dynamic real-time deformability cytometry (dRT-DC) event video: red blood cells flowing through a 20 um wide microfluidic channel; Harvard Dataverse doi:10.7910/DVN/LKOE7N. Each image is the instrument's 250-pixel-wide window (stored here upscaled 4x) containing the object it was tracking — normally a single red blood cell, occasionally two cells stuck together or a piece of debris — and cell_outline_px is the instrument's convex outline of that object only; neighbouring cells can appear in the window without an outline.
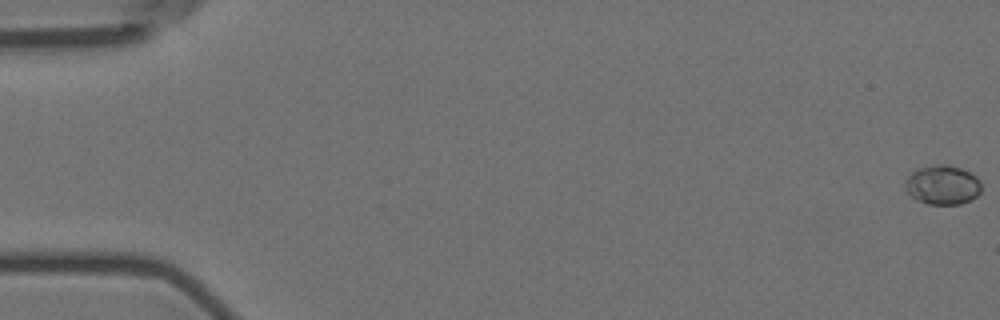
{"species": "Egyptian fruit bat (a non-hibernating species)", "species_latin": "Rousettus aegyptiacus", "temperature_condition": "room temperature", "stored_images_in_passage": 7, "camera_frame_rate_fps": 3000, "um_per_image_px": 0.085, "animal": {"sex": "female"}, "frame": {"image": 1, "passage_image": 1, "time_ms": 0.0, "image_size_px": [1000, 320], "cell_outline_px": [[980, 192], [976, 196], [960, 204], [928, 204], [916, 200], [904, 188], [904, 180], [912, 172], [920, 168], [932, 164], [948, 164], [960, 168], [976, 176], [980, 180]], "centroid_in_image_um": [80.08, 15.71], "position_along_channel_um": 4.9, "area_um2": 17.46}}
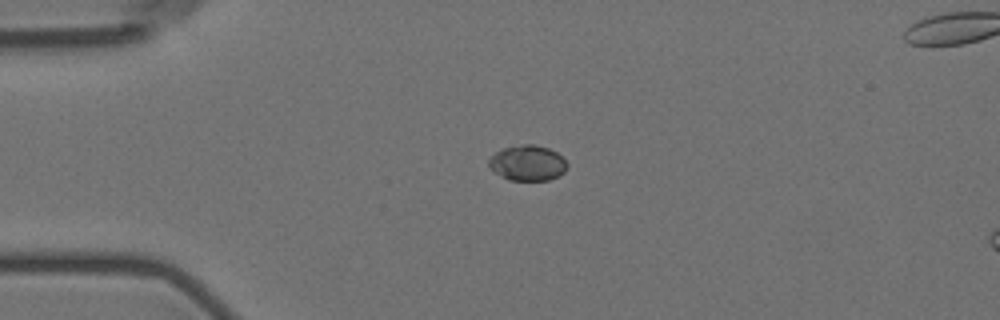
{"frame": {"image": 2, "passage_image": 5, "time_ms": 4.667, "image_size_px": [1000, 320], "cell_outline_px": [[568, 168], [564, 172], [548, 180], [508, 180], [500, 176], [488, 168], [488, 160], [496, 152], [504, 148], [524, 144], [536, 144], [548, 148], [556, 152], [568, 164]], "centroid_in_image_um": [44.82, 13.86], "position_along_channel_um": 40.2, "area_um2": 16.18}}
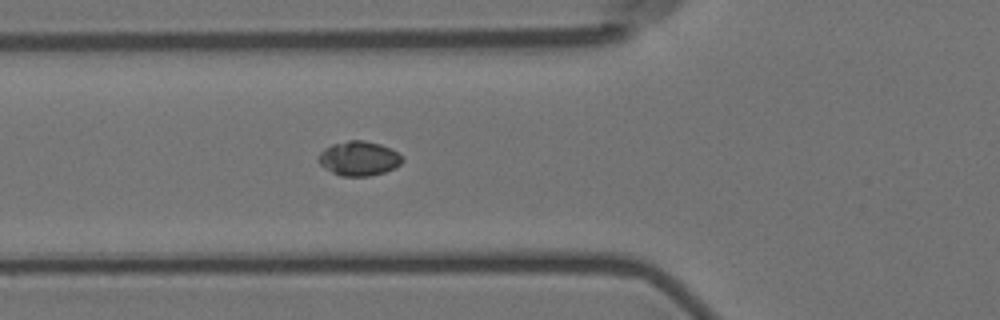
{"frame": {"image": 3, "passage_image": 7, "time_ms": 7.0, "image_size_px": [1000, 320], "cell_outline_px": [[404, 160], [396, 168], [384, 172], [368, 176], [340, 176], [324, 168], [320, 164], [320, 152], [324, 148], [332, 144], [348, 140], [364, 140], [380, 144], [396, 152]], "centroid_in_image_um": [30.5, 13.47], "position_along_channel_um": 95.3, "area_um2": 16.7}}